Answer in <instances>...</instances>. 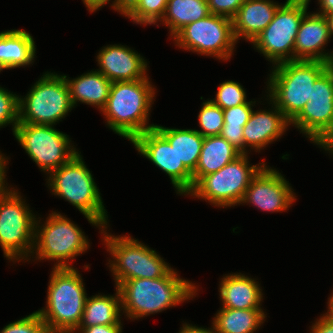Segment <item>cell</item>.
<instances>
[{"label": "cell", "mask_w": 333, "mask_h": 333, "mask_svg": "<svg viewBox=\"0 0 333 333\" xmlns=\"http://www.w3.org/2000/svg\"><path fill=\"white\" fill-rule=\"evenodd\" d=\"M173 269L156 279H130L121 282L117 289L121 306L129 318L137 319L178 305L195 295L196 287L179 278Z\"/></svg>", "instance_id": "obj_1"}, {"label": "cell", "mask_w": 333, "mask_h": 333, "mask_svg": "<svg viewBox=\"0 0 333 333\" xmlns=\"http://www.w3.org/2000/svg\"><path fill=\"white\" fill-rule=\"evenodd\" d=\"M154 91L148 78L112 82L107 104L101 110L109 128L129 141L155 128L154 124L147 126Z\"/></svg>", "instance_id": "obj_2"}, {"label": "cell", "mask_w": 333, "mask_h": 333, "mask_svg": "<svg viewBox=\"0 0 333 333\" xmlns=\"http://www.w3.org/2000/svg\"><path fill=\"white\" fill-rule=\"evenodd\" d=\"M86 293L75 268H53L46 309L36 311L51 333H74L82 320Z\"/></svg>", "instance_id": "obj_3"}, {"label": "cell", "mask_w": 333, "mask_h": 333, "mask_svg": "<svg viewBox=\"0 0 333 333\" xmlns=\"http://www.w3.org/2000/svg\"><path fill=\"white\" fill-rule=\"evenodd\" d=\"M322 61L295 60L274 66L269 78V96L291 122L311 98L312 85L329 67Z\"/></svg>", "instance_id": "obj_4"}, {"label": "cell", "mask_w": 333, "mask_h": 333, "mask_svg": "<svg viewBox=\"0 0 333 333\" xmlns=\"http://www.w3.org/2000/svg\"><path fill=\"white\" fill-rule=\"evenodd\" d=\"M48 181L54 194L69 201L90 223L107 228L106 210L99 189L79 153L51 171Z\"/></svg>", "instance_id": "obj_5"}, {"label": "cell", "mask_w": 333, "mask_h": 333, "mask_svg": "<svg viewBox=\"0 0 333 333\" xmlns=\"http://www.w3.org/2000/svg\"><path fill=\"white\" fill-rule=\"evenodd\" d=\"M19 123L53 125L73 108L69 87L64 75L45 73L19 98Z\"/></svg>", "instance_id": "obj_6"}, {"label": "cell", "mask_w": 333, "mask_h": 333, "mask_svg": "<svg viewBox=\"0 0 333 333\" xmlns=\"http://www.w3.org/2000/svg\"><path fill=\"white\" fill-rule=\"evenodd\" d=\"M104 242L113 259L115 258L109 262L116 287L130 279L164 277L172 270L155 250L149 249L132 237H116L105 232Z\"/></svg>", "instance_id": "obj_7"}, {"label": "cell", "mask_w": 333, "mask_h": 333, "mask_svg": "<svg viewBox=\"0 0 333 333\" xmlns=\"http://www.w3.org/2000/svg\"><path fill=\"white\" fill-rule=\"evenodd\" d=\"M264 165L250 166L247 154H241L217 172L203 176L188 194L218 207L241 204L252 178Z\"/></svg>", "instance_id": "obj_8"}, {"label": "cell", "mask_w": 333, "mask_h": 333, "mask_svg": "<svg viewBox=\"0 0 333 333\" xmlns=\"http://www.w3.org/2000/svg\"><path fill=\"white\" fill-rule=\"evenodd\" d=\"M12 191L0 195V246L8 260H19L34 253L36 218L18 192Z\"/></svg>", "instance_id": "obj_9"}, {"label": "cell", "mask_w": 333, "mask_h": 333, "mask_svg": "<svg viewBox=\"0 0 333 333\" xmlns=\"http://www.w3.org/2000/svg\"><path fill=\"white\" fill-rule=\"evenodd\" d=\"M49 215L43 228L35 221L34 249H37L32 251H36L38 259L57 260L55 268H71L67 260L85 252L89 243L82 230L66 217L56 212Z\"/></svg>", "instance_id": "obj_10"}, {"label": "cell", "mask_w": 333, "mask_h": 333, "mask_svg": "<svg viewBox=\"0 0 333 333\" xmlns=\"http://www.w3.org/2000/svg\"><path fill=\"white\" fill-rule=\"evenodd\" d=\"M308 3L309 0L285 2L278 8L273 20L252 42L274 65L294 61L295 41L300 22L307 13Z\"/></svg>", "instance_id": "obj_11"}, {"label": "cell", "mask_w": 333, "mask_h": 333, "mask_svg": "<svg viewBox=\"0 0 333 333\" xmlns=\"http://www.w3.org/2000/svg\"><path fill=\"white\" fill-rule=\"evenodd\" d=\"M13 134L38 167L48 173L78 153L68 135L51 125L18 123Z\"/></svg>", "instance_id": "obj_12"}, {"label": "cell", "mask_w": 333, "mask_h": 333, "mask_svg": "<svg viewBox=\"0 0 333 333\" xmlns=\"http://www.w3.org/2000/svg\"><path fill=\"white\" fill-rule=\"evenodd\" d=\"M177 46L228 60L237 42L232 19L210 14L183 27L174 37Z\"/></svg>", "instance_id": "obj_13"}, {"label": "cell", "mask_w": 333, "mask_h": 333, "mask_svg": "<svg viewBox=\"0 0 333 333\" xmlns=\"http://www.w3.org/2000/svg\"><path fill=\"white\" fill-rule=\"evenodd\" d=\"M317 145L333 128V67H328L312 85L311 98L290 122Z\"/></svg>", "instance_id": "obj_14"}, {"label": "cell", "mask_w": 333, "mask_h": 333, "mask_svg": "<svg viewBox=\"0 0 333 333\" xmlns=\"http://www.w3.org/2000/svg\"><path fill=\"white\" fill-rule=\"evenodd\" d=\"M131 142L138 152L168 174L177 194L186 195L191 191L193 174L179 161L174 146L156 128L137 135Z\"/></svg>", "instance_id": "obj_15"}, {"label": "cell", "mask_w": 333, "mask_h": 333, "mask_svg": "<svg viewBox=\"0 0 333 333\" xmlns=\"http://www.w3.org/2000/svg\"><path fill=\"white\" fill-rule=\"evenodd\" d=\"M296 200L289 183L278 171L263 166L252 178L241 203L250 202L264 211H284Z\"/></svg>", "instance_id": "obj_16"}, {"label": "cell", "mask_w": 333, "mask_h": 333, "mask_svg": "<svg viewBox=\"0 0 333 333\" xmlns=\"http://www.w3.org/2000/svg\"><path fill=\"white\" fill-rule=\"evenodd\" d=\"M102 50V51H101ZM97 61L100 70L111 82L133 81L147 78V62L128 47L110 45L101 49Z\"/></svg>", "instance_id": "obj_17"}, {"label": "cell", "mask_w": 333, "mask_h": 333, "mask_svg": "<svg viewBox=\"0 0 333 333\" xmlns=\"http://www.w3.org/2000/svg\"><path fill=\"white\" fill-rule=\"evenodd\" d=\"M331 37L326 17L319 14L306 13L299 25L295 46L294 61H322L329 63L333 53L322 50ZM321 51V52H320Z\"/></svg>", "instance_id": "obj_18"}, {"label": "cell", "mask_w": 333, "mask_h": 333, "mask_svg": "<svg viewBox=\"0 0 333 333\" xmlns=\"http://www.w3.org/2000/svg\"><path fill=\"white\" fill-rule=\"evenodd\" d=\"M274 106V112L252 111L243 128L244 154H247L245 146L248 145L260 151L267 144L282 136L286 127L291 124L282 111L276 105Z\"/></svg>", "instance_id": "obj_19"}, {"label": "cell", "mask_w": 333, "mask_h": 333, "mask_svg": "<svg viewBox=\"0 0 333 333\" xmlns=\"http://www.w3.org/2000/svg\"><path fill=\"white\" fill-rule=\"evenodd\" d=\"M280 6L270 0H246L232 18L236 41L244 37L253 42L273 20Z\"/></svg>", "instance_id": "obj_20"}, {"label": "cell", "mask_w": 333, "mask_h": 333, "mask_svg": "<svg viewBox=\"0 0 333 333\" xmlns=\"http://www.w3.org/2000/svg\"><path fill=\"white\" fill-rule=\"evenodd\" d=\"M258 282L243 274H230L220 283V299L222 308L230 309H261L262 290Z\"/></svg>", "instance_id": "obj_21"}, {"label": "cell", "mask_w": 333, "mask_h": 333, "mask_svg": "<svg viewBox=\"0 0 333 333\" xmlns=\"http://www.w3.org/2000/svg\"><path fill=\"white\" fill-rule=\"evenodd\" d=\"M241 153L221 135L204 137L200 157L193 174V186L205 175L217 172Z\"/></svg>", "instance_id": "obj_22"}, {"label": "cell", "mask_w": 333, "mask_h": 333, "mask_svg": "<svg viewBox=\"0 0 333 333\" xmlns=\"http://www.w3.org/2000/svg\"><path fill=\"white\" fill-rule=\"evenodd\" d=\"M70 98L73 107L80 101L88 105H96L101 110L106 106L112 82L101 72L91 71L73 80H68Z\"/></svg>", "instance_id": "obj_23"}, {"label": "cell", "mask_w": 333, "mask_h": 333, "mask_svg": "<svg viewBox=\"0 0 333 333\" xmlns=\"http://www.w3.org/2000/svg\"><path fill=\"white\" fill-rule=\"evenodd\" d=\"M32 36L25 30L0 33V60L8 69L29 65L35 56Z\"/></svg>", "instance_id": "obj_24"}, {"label": "cell", "mask_w": 333, "mask_h": 333, "mask_svg": "<svg viewBox=\"0 0 333 333\" xmlns=\"http://www.w3.org/2000/svg\"><path fill=\"white\" fill-rule=\"evenodd\" d=\"M155 128L174 146L179 161L193 173L197 166L204 137L193 129H175L156 125Z\"/></svg>", "instance_id": "obj_25"}, {"label": "cell", "mask_w": 333, "mask_h": 333, "mask_svg": "<svg viewBox=\"0 0 333 333\" xmlns=\"http://www.w3.org/2000/svg\"><path fill=\"white\" fill-rule=\"evenodd\" d=\"M262 309L221 308L213 320L215 333H253L265 321Z\"/></svg>", "instance_id": "obj_26"}, {"label": "cell", "mask_w": 333, "mask_h": 333, "mask_svg": "<svg viewBox=\"0 0 333 333\" xmlns=\"http://www.w3.org/2000/svg\"><path fill=\"white\" fill-rule=\"evenodd\" d=\"M116 296L95 295L86 298L82 320L79 327L121 324V296L116 287Z\"/></svg>", "instance_id": "obj_27"}, {"label": "cell", "mask_w": 333, "mask_h": 333, "mask_svg": "<svg viewBox=\"0 0 333 333\" xmlns=\"http://www.w3.org/2000/svg\"><path fill=\"white\" fill-rule=\"evenodd\" d=\"M210 14L207 0H168L161 21L169 26L174 37L186 25Z\"/></svg>", "instance_id": "obj_28"}, {"label": "cell", "mask_w": 333, "mask_h": 333, "mask_svg": "<svg viewBox=\"0 0 333 333\" xmlns=\"http://www.w3.org/2000/svg\"><path fill=\"white\" fill-rule=\"evenodd\" d=\"M251 106L253 104H241L223 110L224 125L220 135L241 154H244L243 128L253 111Z\"/></svg>", "instance_id": "obj_29"}, {"label": "cell", "mask_w": 333, "mask_h": 333, "mask_svg": "<svg viewBox=\"0 0 333 333\" xmlns=\"http://www.w3.org/2000/svg\"><path fill=\"white\" fill-rule=\"evenodd\" d=\"M168 0H135L122 14L140 24H155L165 14Z\"/></svg>", "instance_id": "obj_30"}, {"label": "cell", "mask_w": 333, "mask_h": 333, "mask_svg": "<svg viewBox=\"0 0 333 333\" xmlns=\"http://www.w3.org/2000/svg\"><path fill=\"white\" fill-rule=\"evenodd\" d=\"M198 115L199 125L202 131H198L203 137L220 135L224 125L223 109L215 105L211 100L205 101Z\"/></svg>", "instance_id": "obj_31"}, {"label": "cell", "mask_w": 333, "mask_h": 333, "mask_svg": "<svg viewBox=\"0 0 333 333\" xmlns=\"http://www.w3.org/2000/svg\"><path fill=\"white\" fill-rule=\"evenodd\" d=\"M215 105L224 109H229L241 104H252L246 101V92L238 82L225 81L219 85L216 98L211 100Z\"/></svg>", "instance_id": "obj_32"}, {"label": "cell", "mask_w": 333, "mask_h": 333, "mask_svg": "<svg viewBox=\"0 0 333 333\" xmlns=\"http://www.w3.org/2000/svg\"><path fill=\"white\" fill-rule=\"evenodd\" d=\"M0 87V127L13 125V133L19 123V96Z\"/></svg>", "instance_id": "obj_33"}, {"label": "cell", "mask_w": 333, "mask_h": 333, "mask_svg": "<svg viewBox=\"0 0 333 333\" xmlns=\"http://www.w3.org/2000/svg\"><path fill=\"white\" fill-rule=\"evenodd\" d=\"M0 333H51L37 312L8 324Z\"/></svg>", "instance_id": "obj_34"}, {"label": "cell", "mask_w": 333, "mask_h": 333, "mask_svg": "<svg viewBox=\"0 0 333 333\" xmlns=\"http://www.w3.org/2000/svg\"><path fill=\"white\" fill-rule=\"evenodd\" d=\"M211 14L232 19L246 0H207Z\"/></svg>", "instance_id": "obj_35"}, {"label": "cell", "mask_w": 333, "mask_h": 333, "mask_svg": "<svg viewBox=\"0 0 333 333\" xmlns=\"http://www.w3.org/2000/svg\"><path fill=\"white\" fill-rule=\"evenodd\" d=\"M121 324L95 325L91 327H78L81 333H121Z\"/></svg>", "instance_id": "obj_36"}, {"label": "cell", "mask_w": 333, "mask_h": 333, "mask_svg": "<svg viewBox=\"0 0 333 333\" xmlns=\"http://www.w3.org/2000/svg\"><path fill=\"white\" fill-rule=\"evenodd\" d=\"M110 0H83L89 11L93 12L104 6ZM112 7L122 13V0H115Z\"/></svg>", "instance_id": "obj_37"}, {"label": "cell", "mask_w": 333, "mask_h": 333, "mask_svg": "<svg viewBox=\"0 0 333 333\" xmlns=\"http://www.w3.org/2000/svg\"><path fill=\"white\" fill-rule=\"evenodd\" d=\"M311 331L312 333H333V321L323 314L312 326Z\"/></svg>", "instance_id": "obj_38"}, {"label": "cell", "mask_w": 333, "mask_h": 333, "mask_svg": "<svg viewBox=\"0 0 333 333\" xmlns=\"http://www.w3.org/2000/svg\"><path fill=\"white\" fill-rule=\"evenodd\" d=\"M179 333H215L213 329L200 328L197 326H191L189 324L183 325V328Z\"/></svg>", "instance_id": "obj_39"}, {"label": "cell", "mask_w": 333, "mask_h": 333, "mask_svg": "<svg viewBox=\"0 0 333 333\" xmlns=\"http://www.w3.org/2000/svg\"><path fill=\"white\" fill-rule=\"evenodd\" d=\"M6 158L0 154V195L4 193L7 189L4 186L5 184V168H6Z\"/></svg>", "instance_id": "obj_40"}, {"label": "cell", "mask_w": 333, "mask_h": 333, "mask_svg": "<svg viewBox=\"0 0 333 333\" xmlns=\"http://www.w3.org/2000/svg\"><path fill=\"white\" fill-rule=\"evenodd\" d=\"M319 4L321 8L319 13L316 14L325 16L327 14L333 13V0H319Z\"/></svg>", "instance_id": "obj_41"}, {"label": "cell", "mask_w": 333, "mask_h": 333, "mask_svg": "<svg viewBox=\"0 0 333 333\" xmlns=\"http://www.w3.org/2000/svg\"><path fill=\"white\" fill-rule=\"evenodd\" d=\"M318 145L333 154V128Z\"/></svg>", "instance_id": "obj_42"}, {"label": "cell", "mask_w": 333, "mask_h": 333, "mask_svg": "<svg viewBox=\"0 0 333 333\" xmlns=\"http://www.w3.org/2000/svg\"><path fill=\"white\" fill-rule=\"evenodd\" d=\"M329 302H328V312L325 314V316H327L331 321H333V294L332 296L329 298Z\"/></svg>", "instance_id": "obj_43"}, {"label": "cell", "mask_w": 333, "mask_h": 333, "mask_svg": "<svg viewBox=\"0 0 333 333\" xmlns=\"http://www.w3.org/2000/svg\"><path fill=\"white\" fill-rule=\"evenodd\" d=\"M325 17L328 22L330 35H333V13L325 15Z\"/></svg>", "instance_id": "obj_44"}, {"label": "cell", "mask_w": 333, "mask_h": 333, "mask_svg": "<svg viewBox=\"0 0 333 333\" xmlns=\"http://www.w3.org/2000/svg\"><path fill=\"white\" fill-rule=\"evenodd\" d=\"M135 0H122V13L134 2Z\"/></svg>", "instance_id": "obj_45"}, {"label": "cell", "mask_w": 333, "mask_h": 333, "mask_svg": "<svg viewBox=\"0 0 333 333\" xmlns=\"http://www.w3.org/2000/svg\"><path fill=\"white\" fill-rule=\"evenodd\" d=\"M3 69H8L6 65L0 60V71Z\"/></svg>", "instance_id": "obj_46"}, {"label": "cell", "mask_w": 333, "mask_h": 333, "mask_svg": "<svg viewBox=\"0 0 333 333\" xmlns=\"http://www.w3.org/2000/svg\"><path fill=\"white\" fill-rule=\"evenodd\" d=\"M329 65H330V67H333V54H332L331 60L329 62Z\"/></svg>", "instance_id": "obj_47"}, {"label": "cell", "mask_w": 333, "mask_h": 333, "mask_svg": "<svg viewBox=\"0 0 333 333\" xmlns=\"http://www.w3.org/2000/svg\"><path fill=\"white\" fill-rule=\"evenodd\" d=\"M297 1H301V0H287L286 3H289V2H297Z\"/></svg>", "instance_id": "obj_48"}]
</instances>
